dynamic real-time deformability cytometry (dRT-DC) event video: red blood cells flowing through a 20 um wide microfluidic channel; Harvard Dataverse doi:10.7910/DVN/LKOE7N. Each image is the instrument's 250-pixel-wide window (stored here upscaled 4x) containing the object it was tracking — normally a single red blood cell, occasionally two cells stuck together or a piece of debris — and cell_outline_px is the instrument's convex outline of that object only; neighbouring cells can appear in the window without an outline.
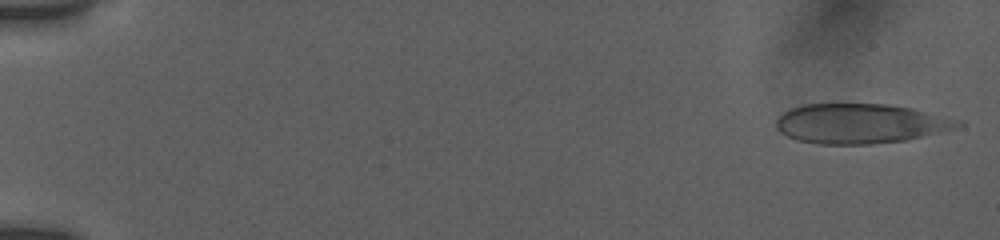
{"species": "human", "species_latin": "Homo sapiens", "temperature_condition": "room temperature", "stored_images_in_passage": 53, "camera_frame_rate_fps": 3000, "um_per_image_px": 0.085, "donor": {"sex": "female"}, "frame": {"image": 1, "passage_image": 1, "time_ms": 0.0, "image_size_px": [1000, 240], "cell_outline_px": [[964, 124], [940, 132], [904, 140], [872, 144], [820, 144], [796, 140], [780, 132], [776, 128], [776, 120], [784, 112], [792, 108], [804, 104], [888, 104], [912, 108], [964, 120]], "centroid_in_image_um": [73.14, 10.5], "position_along_channel_um": 11.9, "area_um2": 42.02}}
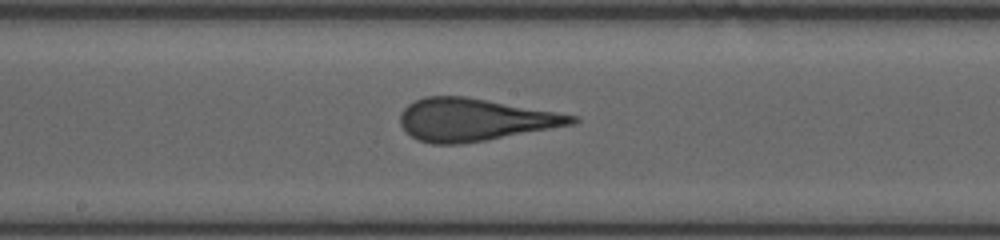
{"frame": {"image": 2, "passage_image": 29, "time_ms": 9.333, "image_size_px": [1000, 240], "cell_outline_px": [[580, 120], [572, 124], [484, 140], [460, 144], [432, 144], [420, 140], [412, 136], [400, 124], [400, 112], [408, 104], [424, 96], [464, 96], [580, 116]], "centroid_in_image_um": [40.3, 10.16], "position_along_channel_um": 207.9, "area_um2": 41.91}}
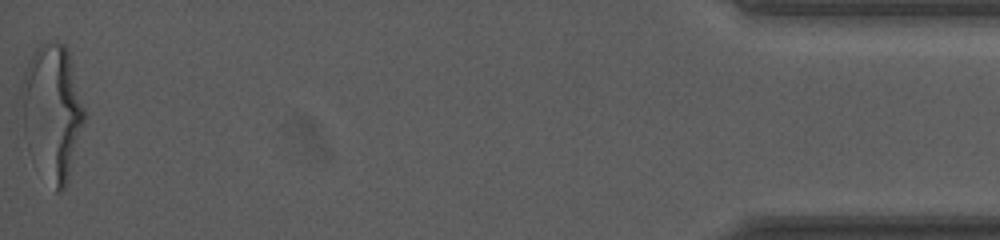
{"frame": {"image": 3, "passage_image": 53, "time_ms": 17.333, "image_size_px": [1000, 240], "cell_outline_px": [[88, 116], [68, 180], [64, 188], [60, 192], [56, 192], [28, 148], [24, 136], [20, 92], [20, 80], [28, 60], [36, 48], [44, 44], [56, 40], [64, 44], [68, 52]], "centroid_in_image_um": [4.46, 9.48], "position_along_channel_um": 430.7, "area_um2": 50.11}, "authors_computed_cell_mechanics": {"area_um2": 42.483, "velocity_mm_per_s": 3.8368, "shape_relaxation_time_tau1_ms": 4.7867, "shape_relaxation_time_tau2_ms": 0.9552, "deformation_change_tau1": 0.2082, "deformation_change_tau2": 0.1142}}